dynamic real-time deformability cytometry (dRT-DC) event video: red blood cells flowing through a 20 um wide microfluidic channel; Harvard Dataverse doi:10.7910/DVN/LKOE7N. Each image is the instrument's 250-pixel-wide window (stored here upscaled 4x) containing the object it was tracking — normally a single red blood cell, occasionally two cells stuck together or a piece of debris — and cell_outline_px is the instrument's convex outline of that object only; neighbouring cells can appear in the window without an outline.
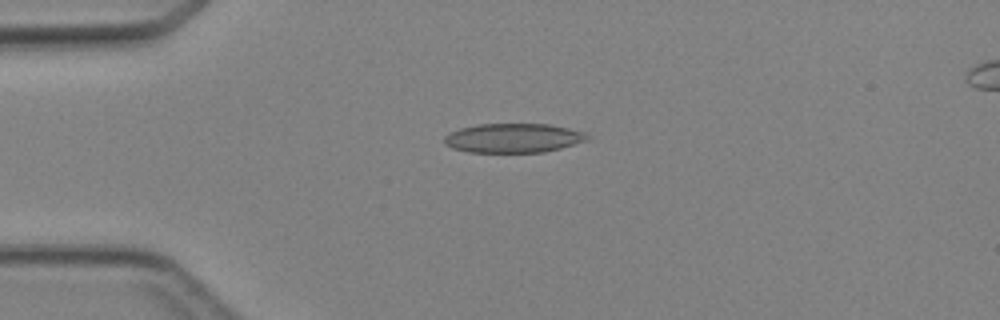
{"species": "Egyptian fruit bat (a non-hibernating species)", "species_latin": "Rousettus aegyptiacus", "temperature_condition": "cold", "stored_images_in_passage": 5, "camera_frame_rate_fps": 3000, "um_per_image_px": 0.085, "animal": {"sex": "female"}, "frame": {"image": 1, "passage_image": 3, "time_ms": 2.333, "image_size_px": [1000, 320], "cell_outline_px": [[588, 140], [560, 148], [544, 152], [468, 152], [452, 148], [444, 144], [444, 136], [460, 128], [480, 124], [548, 124], [568, 128], [584, 132], [588, 136]], "centroid_in_image_um": [43.61, 11.73], "position_along_channel_um": 41.4, "area_um2": 24.22}}
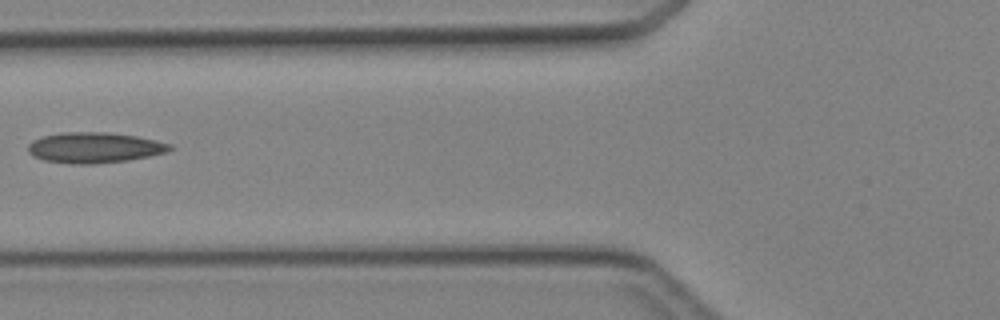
{"frame": {"image": 2, "passage_image": 5, "time_ms": 4.667, "image_size_px": [1000, 320], "cell_outline_px": [[172, 148], [164, 152], [148, 156], [128, 160], [92, 164], [72, 164], [44, 160], [28, 152], [28, 144], [32, 140], [44, 136], [60, 132], [108, 132], [136, 136], [156, 140], [172, 144]], "centroid_in_image_um": [8.01, 12.54], "position_along_channel_um": 117.8, "area_um2": 25.14}}